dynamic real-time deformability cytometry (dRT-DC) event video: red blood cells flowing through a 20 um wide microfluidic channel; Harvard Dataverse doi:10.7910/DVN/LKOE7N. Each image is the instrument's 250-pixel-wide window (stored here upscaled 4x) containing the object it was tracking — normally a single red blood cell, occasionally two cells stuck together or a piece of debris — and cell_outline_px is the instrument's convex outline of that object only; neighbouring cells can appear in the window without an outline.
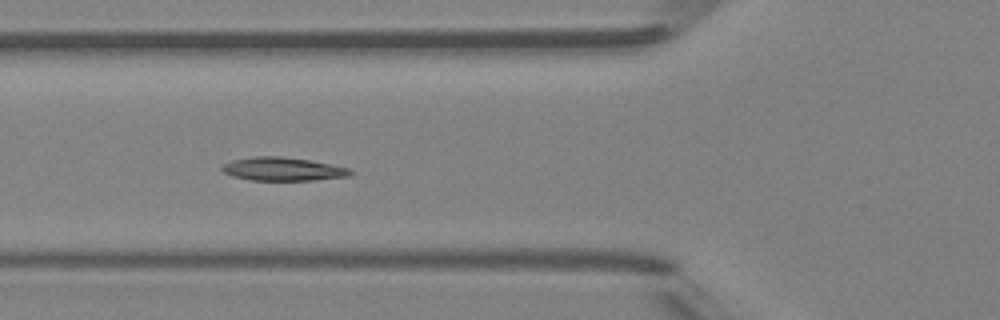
{"species": "Egyptian fruit bat (a non-hibernating species)", "species_latin": "Rousettus aegyptiacus", "temperature_condition": "room temperature", "stored_images_in_passage": 9, "camera_frame_rate_fps": 3000, "um_per_image_px": 0.085, "animal": {"sex": "female"}, "frame": {"image": 1, "passage_image": 6, "time_ms": 5.667, "image_size_px": [1000, 320], "cell_outline_px": [[352, 172], [348, 176], [312, 180], [248, 180], [232, 176], [224, 172], [220, 168], [224, 164], [232, 160], [256, 156], [280, 156], [308, 160], [332, 164], [348, 168]], "centroid_in_image_um": [24.0, 14.37], "position_along_channel_um": 101.8, "area_um2": 17.34}}
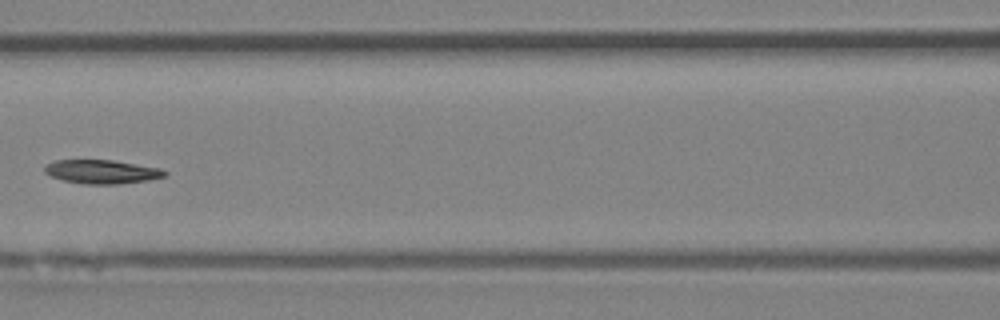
{"frame": {"image": 2, "passage_image": 7, "time_ms": 7.0, "image_size_px": [1000, 320], "cell_outline_px": [[168, 172], [164, 176], [148, 180], [116, 184], [84, 184], [64, 180], [52, 176], [44, 172], [44, 168], [48, 164], [56, 160], [112, 160], [160, 168]], "centroid_in_image_um": [8.66, 14.59], "position_along_channel_um": 157.9, "area_um2": 16.42}}
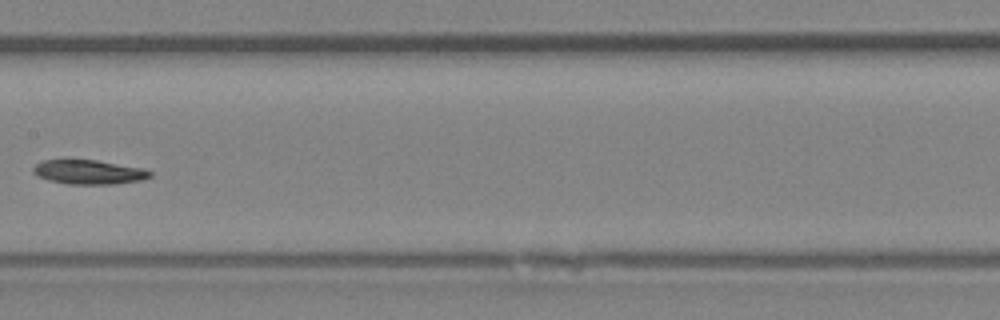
{"frame": {"image": 3, "passage_image": 8, "time_ms": 8.0, "image_size_px": [1000, 320], "cell_outline_px": [[152, 176], [140, 180], [112, 184], [68, 184], [48, 180], [32, 172], [32, 168], [36, 164], [44, 160], [64, 156], [68, 156], [96, 160], [144, 168], [152, 172]], "centroid_in_image_um": [7.48, 14.57], "position_along_channel_um": 199.9, "area_um2": 17.22}}